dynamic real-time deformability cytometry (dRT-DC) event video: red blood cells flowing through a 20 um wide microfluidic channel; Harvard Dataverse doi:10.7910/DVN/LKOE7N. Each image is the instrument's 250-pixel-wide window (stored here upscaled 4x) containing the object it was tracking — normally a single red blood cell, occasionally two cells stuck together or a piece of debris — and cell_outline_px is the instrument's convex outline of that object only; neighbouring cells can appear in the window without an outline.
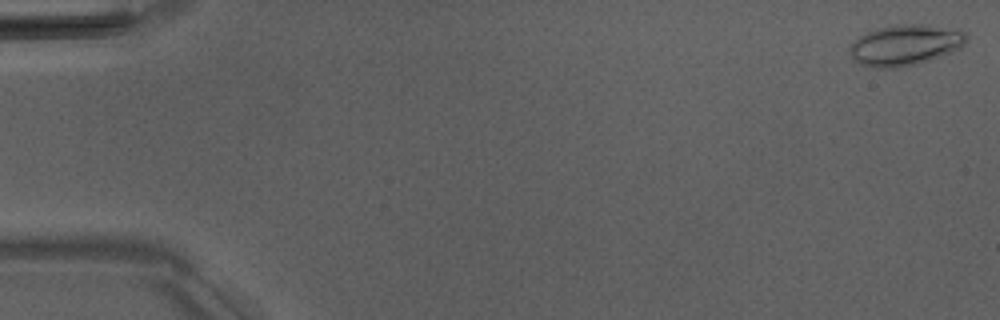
{"species": "Egyptian fruit bat (a non-hibernating species)", "species_latin": "Rousettus aegyptiacus", "temperature_condition": "room temperature", "stored_images_in_passage": 12, "camera_frame_rate_fps": 3000, "um_per_image_px": 0.085, "animal": {"sex": "male"}, "frame": {"image": 1, "passage_image": 1, "time_ms": 0.0, "image_size_px": [1000, 320], "cell_outline_px": [[968, 40], [960, 48], [952, 52], [916, 64], [896, 68], [876, 68], [860, 64], [852, 60], [848, 52], [848, 48], [860, 36], [868, 32], [880, 28], [896, 24], [924, 24], [960, 28], [968, 32]], "centroid_in_image_um": [76.99, 3.82], "position_along_channel_um": 8.0, "area_um2": 28.15}}